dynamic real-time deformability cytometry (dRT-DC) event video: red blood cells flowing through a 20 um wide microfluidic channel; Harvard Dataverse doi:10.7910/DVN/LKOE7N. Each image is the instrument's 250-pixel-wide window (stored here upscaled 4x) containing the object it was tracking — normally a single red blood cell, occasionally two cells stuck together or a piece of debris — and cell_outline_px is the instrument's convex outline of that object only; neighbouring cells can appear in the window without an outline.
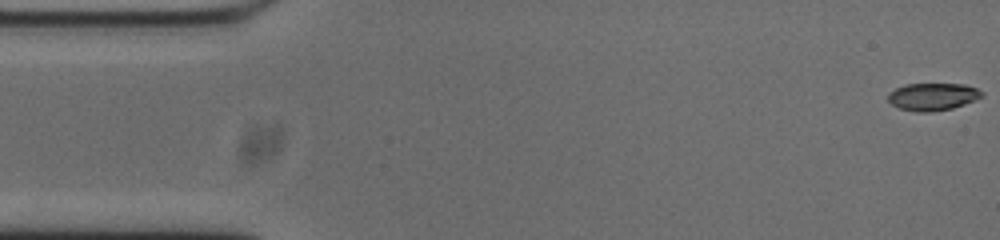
{"species": "common noctule bat (a hibernating species)", "species_latin": "Nyctalus noctula", "temperature_condition": "cold", "stored_images_in_passage": 53, "camera_frame_rate_fps": 3000, "um_per_image_px": 0.085, "animal": {"sex": "male", "body_mass_g": 20.0, "forearm_length_mm": 53.3}, "frame": {"image": 1, "passage_image": 1, "time_ms": 0.0, "image_size_px": [1000, 240], "cell_outline_px": [[984, 96], [964, 104], [952, 108], [932, 112], [916, 112], [900, 108], [892, 104], [888, 100], [888, 92], [904, 84], [964, 84], [976, 88], [984, 92]], "centroid_in_image_um": [79.28, 8.21], "position_along_channel_um": 5.7, "area_um2": 15.03}}
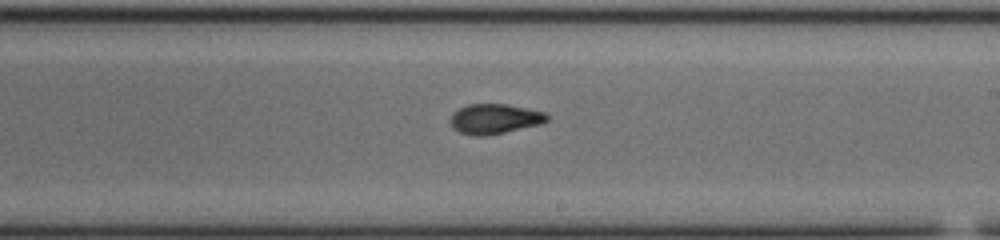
{"frame": {"image": 2, "passage_image": 30, "time_ms": 9.667, "image_size_px": [1000, 240], "cell_outline_px": [[548, 120], [540, 124], [504, 132], [484, 136], [476, 136], [460, 132], [452, 128], [448, 120], [452, 112], [468, 104], [508, 104], [528, 108], [544, 112], [548, 116]], "centroid_in_image_um": [42.0, 10.09], "position_along_channel_um": 247.0, "area_um2": 16.94}}
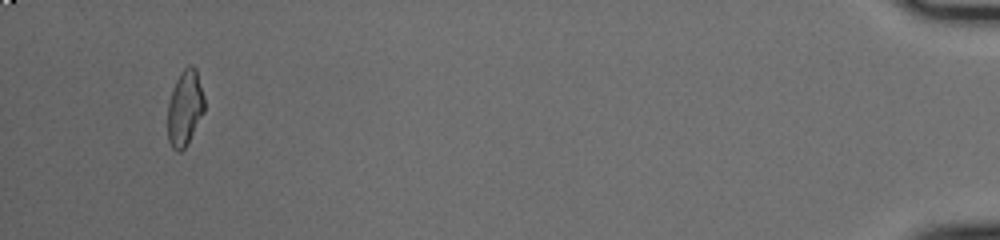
{"frame": {"image": 3, "passage_image": 51, "time_ms": 16.667, "image_size_px": [1000, 240], "cell_outline_px": [[204, 112], [188, 144], [180, 152], [176, 152], [172, 148], [168, 140], [168, 100], [172, 88], [180, 72], [188, 64], [192, 64], [196, 68], [204, 96]], "centroid_in_image_um": [15.71, 9.18], "position_along_channel_um": 419.5, "area_um2": 16.47}, "authors_computed_cell_mechanics": {"area_um2": 16.5308, "velocity_mm_per_s": 3.7524, "shape_relaxation_time_tau1_ms": 5.9524, "shape_relaxation_time_tau2_ms": 4.1716, "deformation_change_tau1": 0.2012, "deformation_change_tau2": 0.0668}}